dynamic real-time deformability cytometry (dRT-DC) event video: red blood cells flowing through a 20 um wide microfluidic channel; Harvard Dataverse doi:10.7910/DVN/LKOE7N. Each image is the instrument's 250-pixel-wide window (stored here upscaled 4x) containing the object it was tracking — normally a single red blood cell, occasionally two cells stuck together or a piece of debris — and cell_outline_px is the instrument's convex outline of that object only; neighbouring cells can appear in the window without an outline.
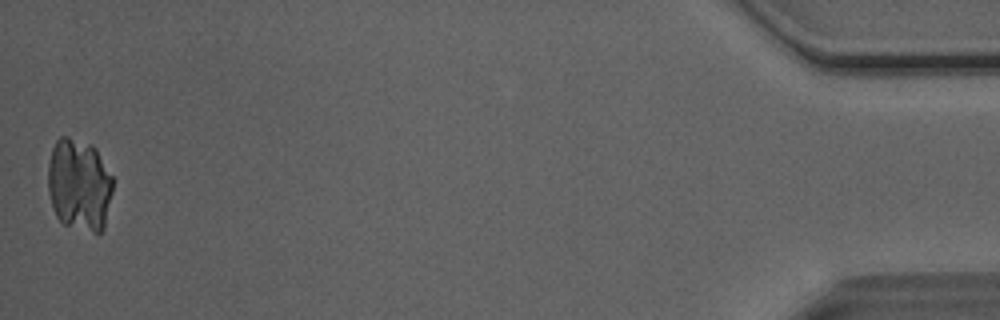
{"species": "Egyptian fruit bat (a non-hibernating species)", "species_latin": "Rousettus aegyptiacus", "temperature_condition": "room temperature", "stored_images_in_passage": 50, "camera_frame_rate_fps": 3000, "um_per_image_px": 0.085, "animal": {"sex": "male"}, "frame": {"image": 1, "passage_image": 50, "time_ms": 16.333, "image_size_px": [1000, 320], "cell_outline_px": [[112, 192], [104, 228], [100, 232], [92, 232], [64, 224], [56, 216], [48, 192], [48, 164], [52, 148], [56, 140], [60, 136], [68, 136], [92, 144], [96, 148], [112, 176]], "centroid_in_image_um": [6.73, 15.67], "position_along_channel_um": 428.5, "area_um2": 35.08}}